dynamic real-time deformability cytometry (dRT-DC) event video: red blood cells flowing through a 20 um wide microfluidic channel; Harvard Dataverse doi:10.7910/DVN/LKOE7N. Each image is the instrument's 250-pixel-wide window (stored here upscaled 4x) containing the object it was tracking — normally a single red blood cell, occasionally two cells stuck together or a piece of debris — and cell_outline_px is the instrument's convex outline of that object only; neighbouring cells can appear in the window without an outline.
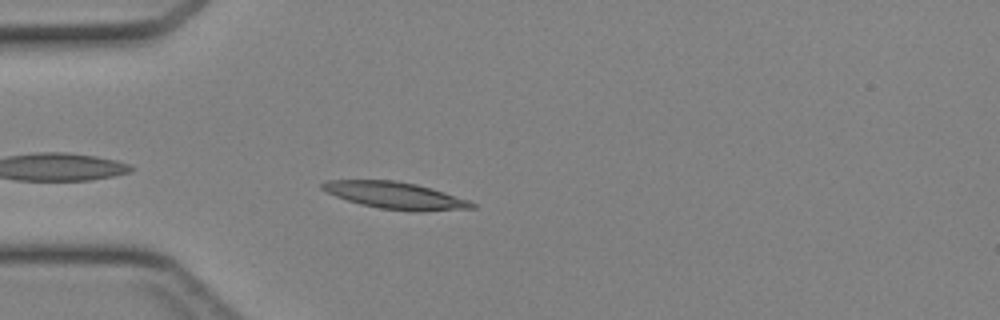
{"species": "Egyptian fruit bat (a non-hibernating species)", "species_latin": "Rousettus aegyptiacus", "temperature_condition": "cold", "stored_images_in_passage": 35, "camera_frame_rate_fps": 3000, "um_per_image_px": 0.085, "animal": {"sex": "female"}, "frame": {"image": 1, "passage_image": 3, "time_ms": 0.667, "image_size_px": [1000, 320], "cell_outline_px": [[476, 208], [380, 208], [360, 204], [336, 196], [320, 188], [320, 184], [328, 180], [396, 180], [416, 184], [432, 188], [468, 200], [476, 204]], "centroid_in_image_um": [33.47, 16.54], "position_along_channel_um": 51.5, "area_um2": 22.02}}
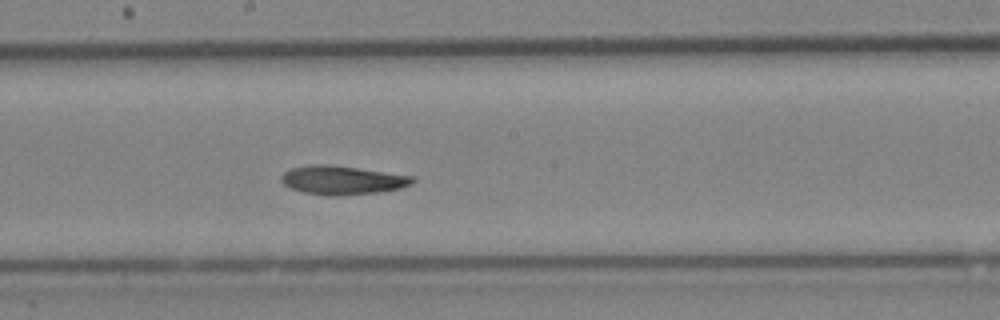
{"frame": {"image": 2, "passage_image": 15, "time_ms": 4.667, "image_size_px": [1000, 320], "cell_outline_px": [[416, 180], [412, 184], [400, 188], [380, 192], [336, 196], [332, 196], [304, 192], [292, 188], [284, 184], [280, 180], [280, 176], [284, 172], [292, 168], [312, 164], [324, 164], [356, 168], [416, 176]], "centroid_in_image_um": [29.12, 15.31], "position_along_channel_um": 219.1, "area_um2": 21.91}}
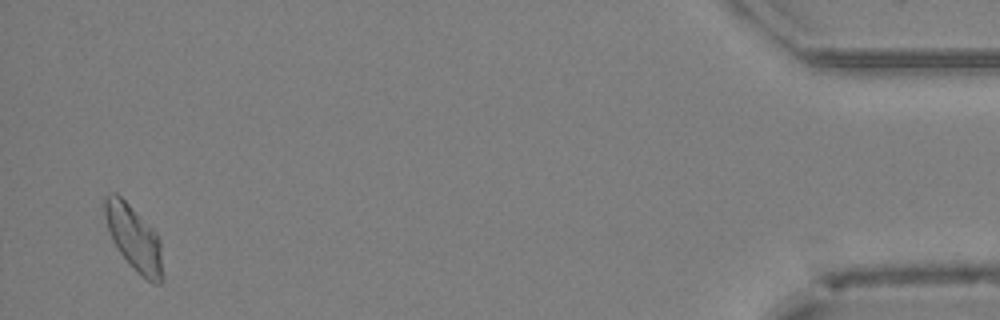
{"frame": {"image": 3, "passage_image": 34, "time_ms": 11.0, "image_size_px": [1000, 320], "cell_outline_px": [[164, 280], [160, 284], [152, 284], [136, 272], [128, 264], [116, 248], [112, 240], [104, 216], [104, 196], [108, 192], [116, 192], [156, 232], [160, 240], [164, 276]], "centroid_in_image_um": [11.4, 20.29], "position_along_channel_um": 423.8, "area_um2": 22.37}}